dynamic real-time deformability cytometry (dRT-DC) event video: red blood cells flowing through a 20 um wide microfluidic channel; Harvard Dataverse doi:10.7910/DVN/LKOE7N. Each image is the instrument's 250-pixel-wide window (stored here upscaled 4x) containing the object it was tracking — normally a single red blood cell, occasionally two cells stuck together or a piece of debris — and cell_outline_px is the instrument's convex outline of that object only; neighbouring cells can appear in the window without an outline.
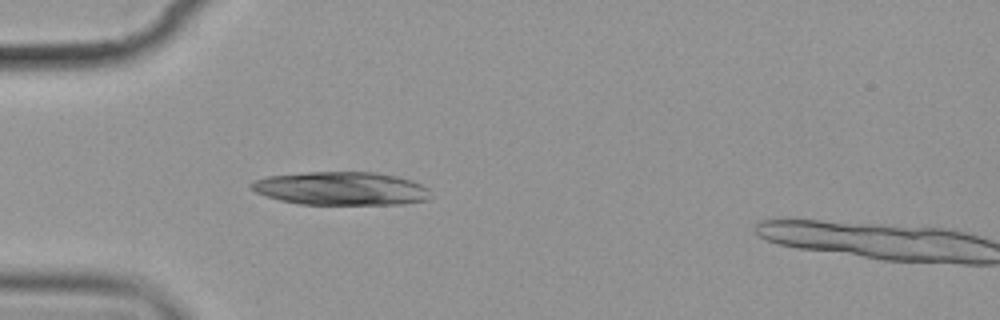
{"species": "common noctule bat (a hibernating species)", "species_latin": "Nyctalus noctula", "temperature_condition": "cold", "stored_images_in_passage": 4, "camera_frame_rate_fps": 3000, "um_per_image_px": 0.085, "animal": {"sex": "female", "body_mass_g": 19.9}, "frame": {"image": 1, "passage_image": 3, "time_ms": 3.333, "image_size_px": [1000, 320], "cell_outline_px": [[432, 196], [428, 200], [404, 204], [300, 204], [280, 200], [256, 192], [248, 188], [248, 184], [256, 180], [268, 176], [308, 172], [376, 172], [396, 176], [412, 180], [428, 188]], "centroid_in_image_um": [29.02, 16.02], "position_along_channel_um": 56.0, "area_um2": 34.91}}